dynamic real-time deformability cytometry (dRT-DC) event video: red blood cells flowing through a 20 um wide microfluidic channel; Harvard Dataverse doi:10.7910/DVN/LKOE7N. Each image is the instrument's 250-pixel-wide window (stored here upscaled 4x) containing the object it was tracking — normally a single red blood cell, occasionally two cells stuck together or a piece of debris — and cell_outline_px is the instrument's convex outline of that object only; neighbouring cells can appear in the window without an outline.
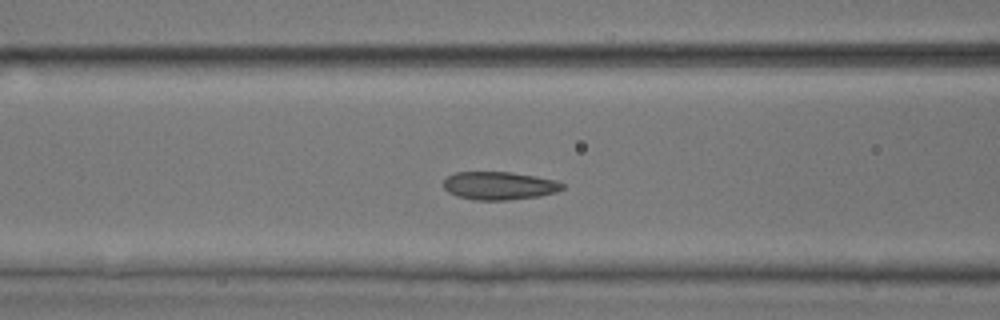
{"species": "common noctule bat (a hibernating species)", "species_latin": "Nyctalus noctula", "temperature_condition": "room temperature", "stored_images_in_passage": 49, "camera_frame_rate_fps": 3000, "um_per_image_px": 0.085, "animal": {"sex": "male", "body_mass_g": 17.9, "forearm_length_mm": 54.2}, "frame": {"image": 1, "passage_image": 17, "time_ms": 5.333, "image_size_px": [1000, 320], "cell_outline_px": [[564, 188], [556, 192], [540, 196], [508, 200], [472, 200], [456, 196], [448, 192], [444, 188], [444, 180], [448, 176], [456, 172], [508, 172], [536, 176], [556, 180], [564, 184]], "centroid_in_image_um": [42.43, 15.79], "position_along_channel_um": 124.2, "area_um2": 19.54}}
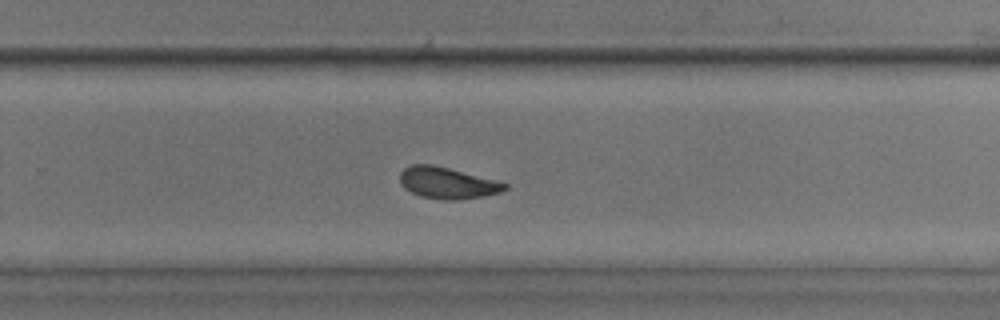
{"frame": {"image": 2, "passage_image": 30, "time_ms": 9.667, "image_size_px": [1000, 320], "cell_outline_px": [[508, 188], [500, 192], [484, 196], [456, 200], [444, 200], [420, 196], [404, 188], [400, 184], [400, 172], [404, 168], [412, 164], [432, 164], [496, 180], [508, 184]], "centroid_in_image_um": [38.01, 15.55], "position_along_channel_um": 291.8, "area_um2": 19.19}}
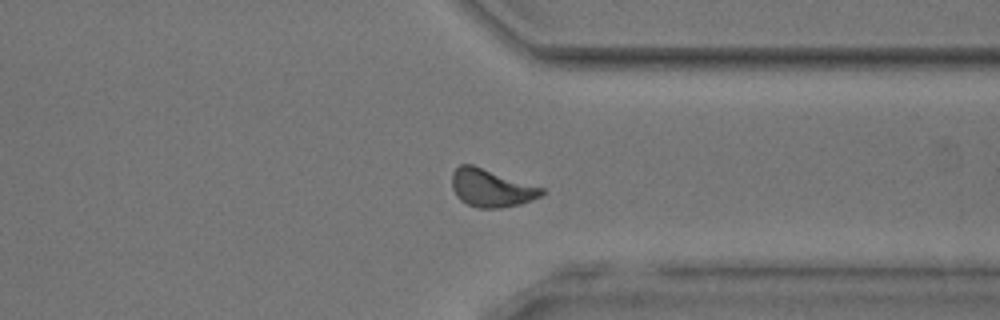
{"frame": {"image": 3, "passage_image": 36, "time_ms": 11.667, "image_size_px": [1000, 320], "cell_outline_px": [[544, 192], [540, 196], [532, 200], [520, 204], [500, 208], [480, 208], [468, 204], [460, 200], [456, 196], [452, 188], [452, 172], [460, 164], [472, 164], [544, 188]], "centroid_in_image_um": [41.73, 15.98], "position_along_channel_um": 369.7, "area_um2": 19.71}}